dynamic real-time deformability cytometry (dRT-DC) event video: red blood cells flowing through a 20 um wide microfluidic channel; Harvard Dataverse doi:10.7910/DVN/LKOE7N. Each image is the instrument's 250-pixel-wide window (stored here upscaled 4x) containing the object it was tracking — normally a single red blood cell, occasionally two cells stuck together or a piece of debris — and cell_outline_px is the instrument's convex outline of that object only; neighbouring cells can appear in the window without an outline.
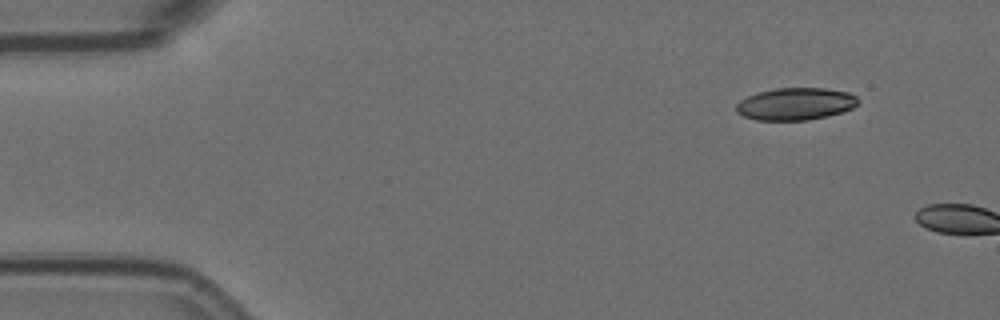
{"species": "Egyptian fruit bat (a non-hibernating species)", "species_latin": "Rousettus aegyptiacus", "temperature_condition": "room temperature", "stored_images_in_passage": 2, "camera_frame_rate_fps": 3000, "um_per_image_px": 0.085, "animal": {"sex": "female"}, "frame": {"image": 1, "passage_image": 1, "time_ms": 0.0, "image_size_px": [1000, 320], "cell_outline_px": [[860, 100], [852, 108], [828, 116], [808, 120], [756, 120], [744, 116], [736, 112], [736, 104], [740, 100], [756, 92], [776, 88], [824, 88], [848, 92], [856, 96]], "centroid_in_image_um": [67.6, 8.83], "position_along_channel_um": 17.4, "area_um2": 22.95}}